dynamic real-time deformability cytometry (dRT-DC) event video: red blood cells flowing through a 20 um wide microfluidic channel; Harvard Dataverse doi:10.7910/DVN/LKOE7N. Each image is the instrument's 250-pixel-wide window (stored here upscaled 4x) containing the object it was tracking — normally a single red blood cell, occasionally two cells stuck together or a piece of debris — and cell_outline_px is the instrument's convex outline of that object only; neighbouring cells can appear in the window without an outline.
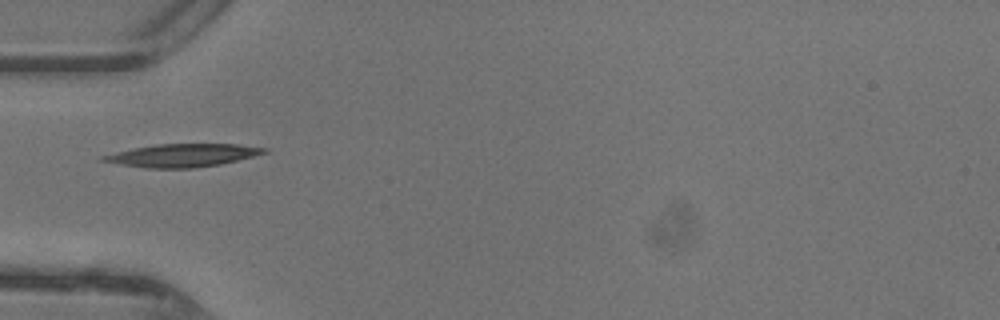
{"species": "common noctule bat (a hibernating species)", "species_latin": "Nyctalus noctula", "temperature_condition": "warm", "stored_images_in_passage": 29, "camera_frame_rate_fps": 3000, "um_per_image_px": 0.085, "animal": {"sex": "female"}, "frame": {"image": 1, "passage_image": 1, "time_ms": 0.0, "image_size_px": [1000, 320], "cell_outline_px": [[268, 152], [220, 164], [192, 168], [144, 168], [120, 164], [100, 160], [100, 156], [132, 148], [156, 144], [236, 144], [268, 148]], "centroid_in_image_um": [15.49, 13.2], "position_along_channel_um": 69.5, "area_um2": 21.39}}
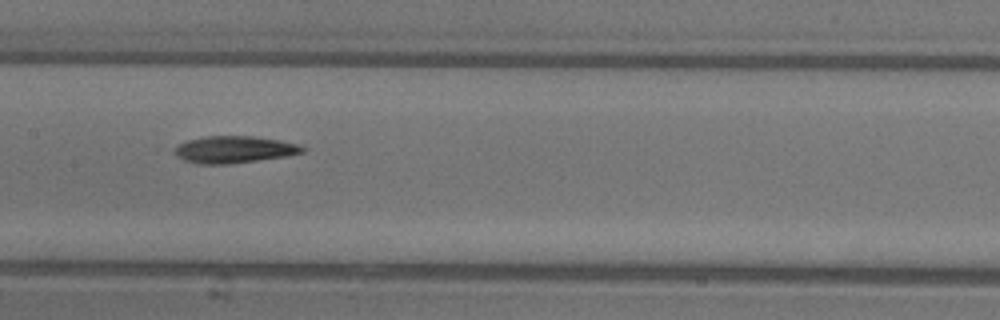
{"frame": {"image": 2, "passage_image": 9, "time_ms": 2.667, "image_size_px": [1000, 320], "cell_outline_px": [[308, 148], [304, 152], [288, 156], [228, 164], [196, 164], [184, 160], [176, 156], [176, 148], [180, 144], [188, 140], [204, 136], [252, 136], [280, 140], [300, 144]], "centroid_in_image_um": [19.97, 12.71], "position_along_channel_um": 187.4, "area_um2": 20.17}}
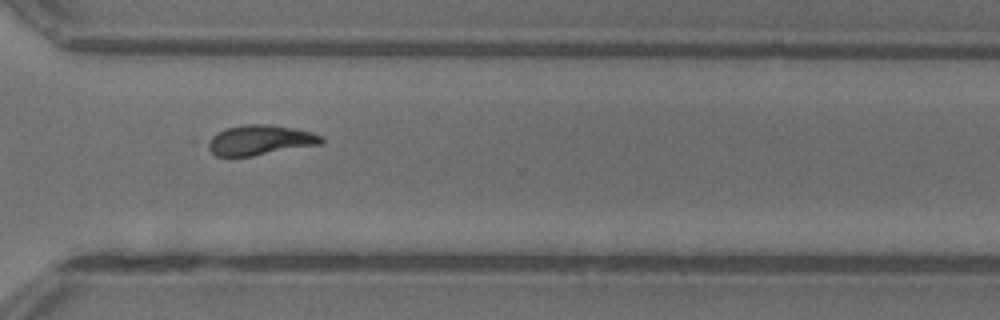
{"frame": {"image": 3, "passage_image": 20, "time_ms": 6.333, "image_size_px": [1000, 320], "cell_outline_px": [[324, 140], [320, 144], [252, 156], [216, 156], [192, 140], [224, 128], [244, 124], [268, 124], [292, 128], [312, 132], [320, 136]], "centroid_in_image_um": [21.77, 11.9], "position_along_channel_um": 348.8, "area_um2": 20.98}, "authors_computed_cell_mechanics": {"area_um2": 19.9988, "velocity_mm_per_s": 4.3983, "shape_relaxation_time_tau1_ms": 2.2261, "shape_relaxation_time_tau2_ms": 2.0291, "deformation_change_tau1": 0.1607, "deformation_change_tau2": 0.0837}}